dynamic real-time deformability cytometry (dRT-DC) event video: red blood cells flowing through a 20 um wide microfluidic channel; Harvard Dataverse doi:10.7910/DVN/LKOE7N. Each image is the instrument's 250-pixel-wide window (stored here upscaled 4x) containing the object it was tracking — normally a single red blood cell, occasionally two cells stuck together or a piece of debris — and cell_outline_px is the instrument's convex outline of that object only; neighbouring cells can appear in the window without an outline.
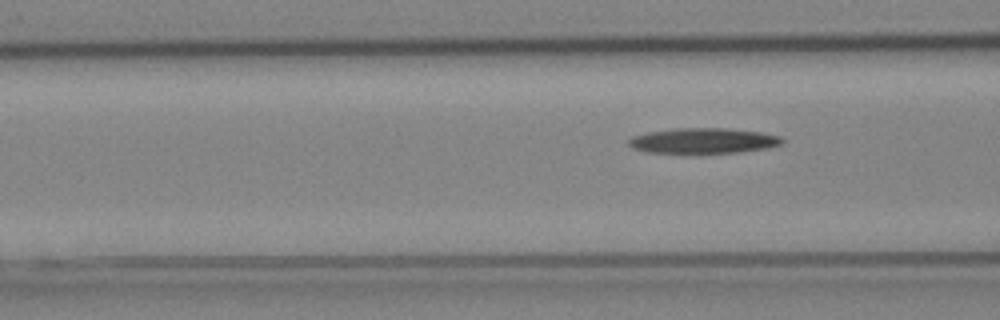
{"species": "Egyptian fruit bat (a non-hibernating species)", "species_latin": "Rousettus aegyptiacus", "temperature_condition": "cold", "stored_images_in_passage": 8, "camera_frame_rate_fps": 3000, "um_per_image_px": 0.085, "animal": {"sex": "female"}, "frame": {"image": 1, "passage_image": 8, "time_ms": 2.333, "image_size_px": [1000, 320], "cell_outline_px": [[784, 140], [780, 144], [768, 148], [740, 152], [648, 152], [632, 148], [628, 144], [628, 140], [632, 136], [648, 132], [676, 128], [728, 128], [760, 132], [780, 136]], "centroid_in_image_um": [59.78, 11.95], "position_along_channel_um": 106.8, "area_um2": 22.43}}